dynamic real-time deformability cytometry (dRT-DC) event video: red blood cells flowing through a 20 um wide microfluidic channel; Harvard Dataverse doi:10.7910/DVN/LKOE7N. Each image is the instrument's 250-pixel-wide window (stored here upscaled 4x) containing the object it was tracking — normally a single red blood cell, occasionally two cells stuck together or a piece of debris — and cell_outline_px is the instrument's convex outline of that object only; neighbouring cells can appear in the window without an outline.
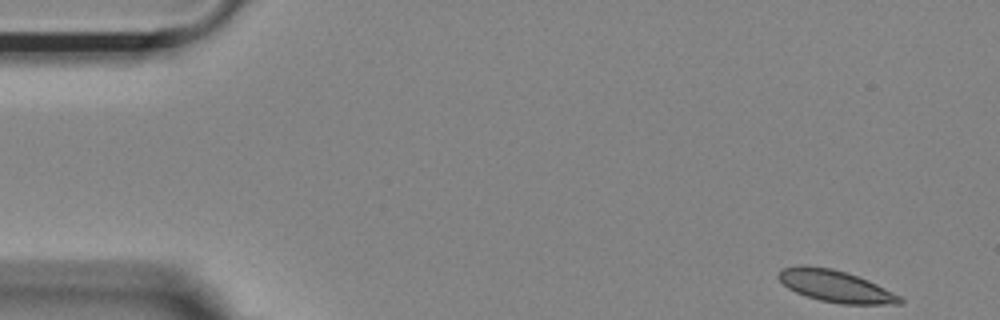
{"species": "Egyptian fruit bat (a non-hibernating species)", "species_latin": "Rousettus aegyptiacus", "temperature_condition": "room temperature", "stored_images_in_passage": 52, "camera_frame_rate_fps": 3000, "um_per_image_px": 0.085, "animal": {"sex": "female"}, "frame": {"image": 1, "passage_image": 1, "time_ms": 0.0, "image_size_px": [1000, 320], "cell_outline_px": [[904, 304], [840, 304], [820, 300], [804, 296], [788, 288], [776, 276], [780, 268], [800, 264], [808, 264], [832, 268], [868, 280], [900, 296], [904, 300]], "centroid_in_image_um": [70.96, 24.31], "position_along_channel_um": 14.0, "area_um2": 22.72}}
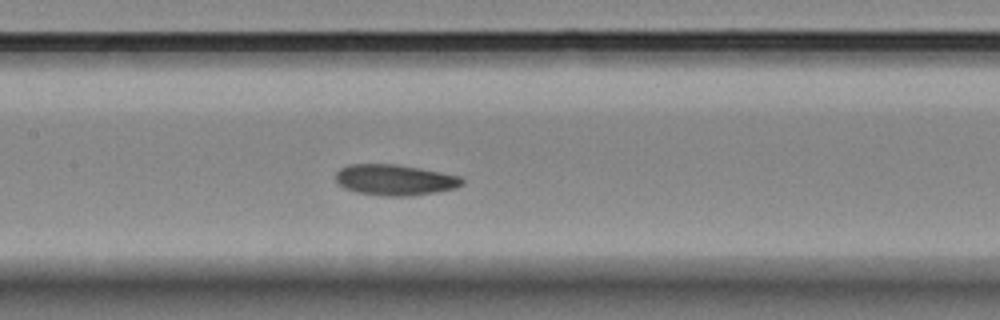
{"frame": {"image": 2, "passage_image": 23, "time_ms": 7.333, "image_size_px": [1000, 320], "cell_outline_px": [[464, 184], [456, 188], [408, 196], [388, 196], [356, 192], [344, 188], [336, 180], [336, 172], [340, 168], [348, 164], [396, 164], [420, 168], [460, 176], [464, 180]], "centroid_in_image_um": [33.55, 15.28], "position_along_channel_um": 173.8, "area_um2": 22.6}}
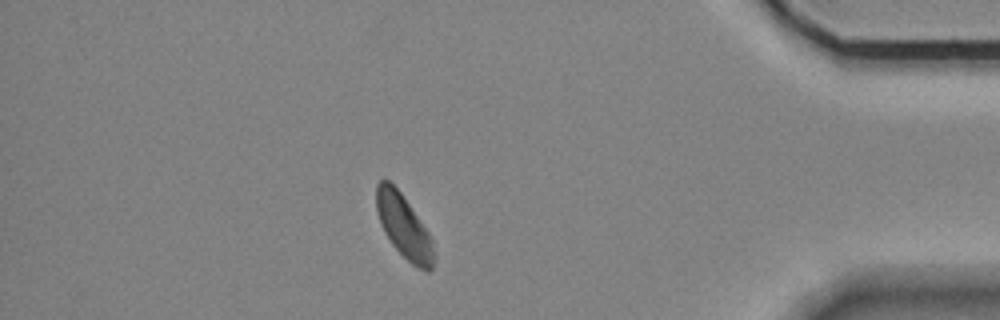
{"frame": {"image": 3, "passage_image": 45, "time_ms": 14.667, "image_size_px": [1000, 320], "cell_outline_px": [[436, 260], [432, 268], [428, 272], [416, 268], [392, 244], [384, 232], [380, 224], [376, 208], [376, 184], [380, 180], [388, 180], [400, 192], [428, 232], [432, 240]], "centroid_in_image_um": [34.33, 19.29], "position_along_channel_um": 400.9, "area_um2": 21.1}, "authors_computed_cell_mechanics": {"area_um2": 22.5709, "velocity_mm_per_s": 3.6365, "shape_relaxation_time_tau1_ms": 6.3762, "shape_relaxation_time_tau2_ms": 4.1682, "deformation_change_tau1": 0.1024, "deformation_change_tau2": 0.0782}}